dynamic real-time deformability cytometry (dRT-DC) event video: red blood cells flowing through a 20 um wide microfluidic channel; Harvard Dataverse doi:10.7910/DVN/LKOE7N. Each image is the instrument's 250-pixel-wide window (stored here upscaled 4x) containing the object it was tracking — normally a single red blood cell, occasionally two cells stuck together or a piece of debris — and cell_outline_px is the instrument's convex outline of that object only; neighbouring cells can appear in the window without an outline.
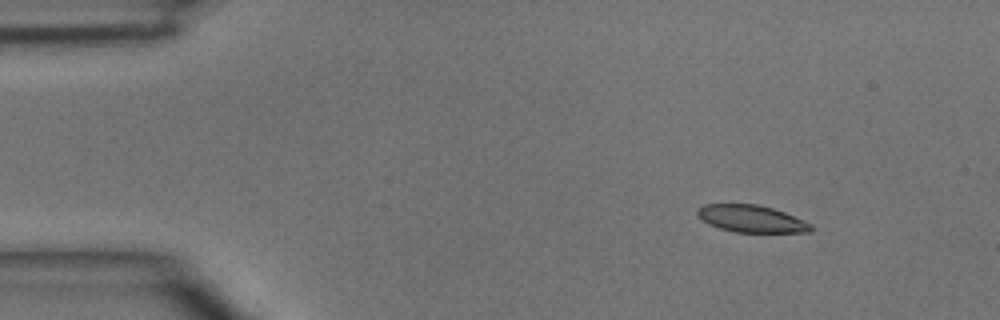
{"species": "common noctule bat (a hibernating species)", "species_latin": "Nyctalus noctula", "temperature_condition": "room temperature", "stored_images_in_passage": 4, "segment_of_instrument_passage": [1, 2], "camera_frame_rate_fps": 3000, "um_per_image_px": 0.085, "animal": {"sex": "male", "body_mass_g": 15.6}, "frame": {"image": 1, "passage_image": 1, "time_ms": 0.0, "image_size_px": [1000, 320], "cell_outline_px": [[812, 232], [736, 232], [720, 228], [708, 224], [696, 212], [704, 204], [760, 204], [784, 212], [804, 220], [812, 224]], "centroid_in_image_um": [63.91, 18.59], "position_along_channel_um": 21.1, "area_um2": 17.8}}